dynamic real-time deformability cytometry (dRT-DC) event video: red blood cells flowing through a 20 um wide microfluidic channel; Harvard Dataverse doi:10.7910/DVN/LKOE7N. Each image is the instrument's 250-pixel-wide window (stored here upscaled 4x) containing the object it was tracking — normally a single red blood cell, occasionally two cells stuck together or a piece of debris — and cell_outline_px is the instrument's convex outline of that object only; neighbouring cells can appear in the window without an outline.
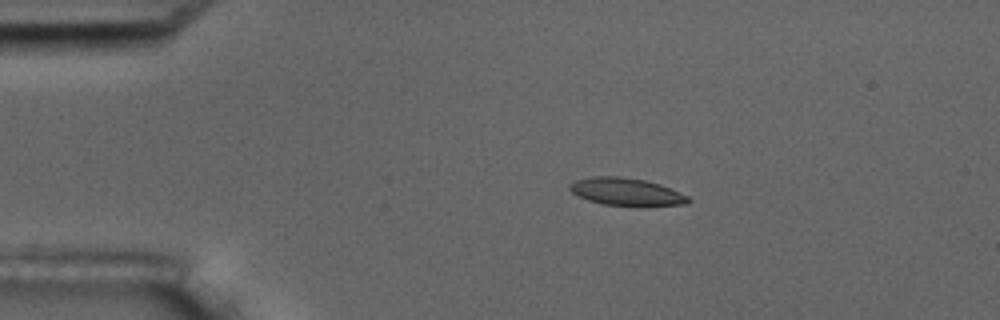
{"species": "common noctule bat (a hibernating species)", "species_latin": "Nyctalus noctula", "temperature_condition": "room temperature", "stored_images_in_passage": 7, "camera_frame_rate_fps": 3000, "um_per_image_px": 0.085, "animal": {"sex": "male", "body_mass_g": 17.5, "forearm_length_mm": 52.3}, "frame": {"image": 1, "passage_image": 4, "time_ms": 3.333, "image_size_px": [1000, 320], "cell_outline_px": [[692, 200], [688, 204], [640, 208], [636, 208], [604, 204], [588, 200], [572, 192], [568, 188], [568, 184], [576, 180], [592, 176], [620, 176], [644, 180], [660, 184], [688, 196]], "centroid_in_image_um": [53.28, 16.34], "position_along_channel_um": 31.7, "area_um2": 19.65}}
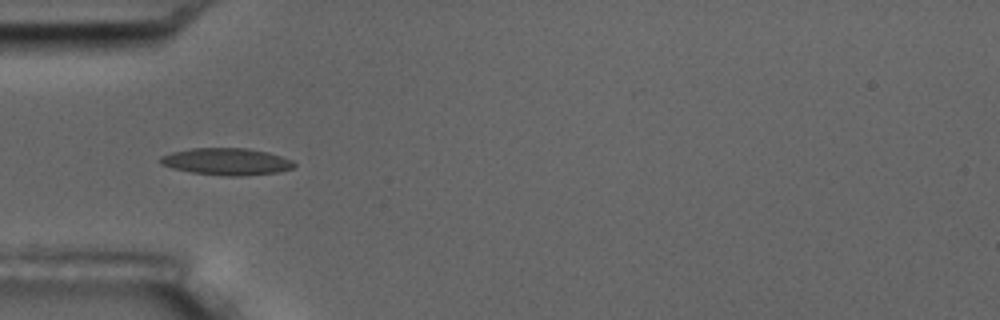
{"frame": {"image": 2, "passage_image": 6, "time_ms": 5.667, "image_size_px": [1000, 320], "cell_outline_px": [[296, 164], [292, 168], [276, 172], [240, 176], [224, 176], [192, 172], [172, 168], [160, 164], [160, 156], [172, 152], [192, 148], [248, 148], [268, 152], [292, 160]], "centroid_in_image_um": [19.24, 13.73], "position_along_channel_um": 65.8, "area_um2": 20.92}}